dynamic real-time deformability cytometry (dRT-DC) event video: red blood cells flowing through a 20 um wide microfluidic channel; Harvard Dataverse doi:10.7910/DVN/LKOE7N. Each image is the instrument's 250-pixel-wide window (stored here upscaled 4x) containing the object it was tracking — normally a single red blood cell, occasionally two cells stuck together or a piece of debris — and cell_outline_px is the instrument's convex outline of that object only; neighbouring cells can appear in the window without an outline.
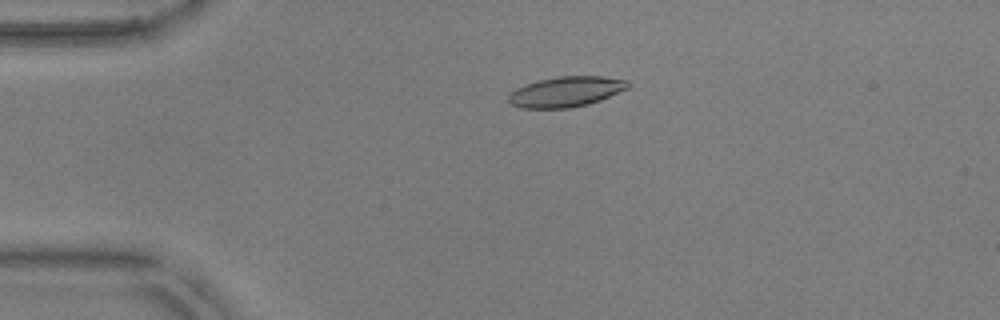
{"species": "common noctule bat (a hibernating species)", "species_latin": "Nyctalus noctula", "temperature_condition": "warm", "stored_images_in_passage": 43, "camera_frame_rate_fps": 3000, "um_per_image_px": 0.085, "animal": {"sex": "male", "body_mass_g": 17.9, "forearm_length_mm": 54.2}, "frame": {"image": 1, "passage_image": 2, "time_ms": 0.333, "image_size_px": [1000, 320], "cell_outline_px": [[628, 88], [600, 100], [588, 104], [568, 108], [520, 108], [512, 104], [508, 100], [508, 96], [516, 88], [540, 80], [560, 76], [604, 76], [628, 80]], "centroid_in_image_um": [48.12, 7.79], "position_along_channel_um": 36.9, "area_um2": 20.87}}
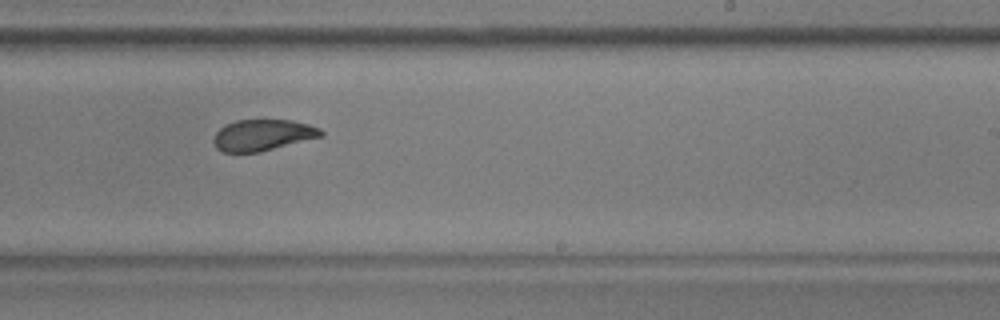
{"frame": {"image": 2, "passage_image": 23, "time_ms": 7.333, "image_size_px": [1000, 320], "cell_outline_px": [[324, 136], [260, 152], [224, 152], [216, 148], [212, 140], [216, 132], [220, 128], [236, 120], [292, 120], [308, 124], [320, 128], [324, 132]], "centroid_in_image_um": [22.35, 11.48], "position_along_channel_um": 266.6, "area_um2": 19.59}}
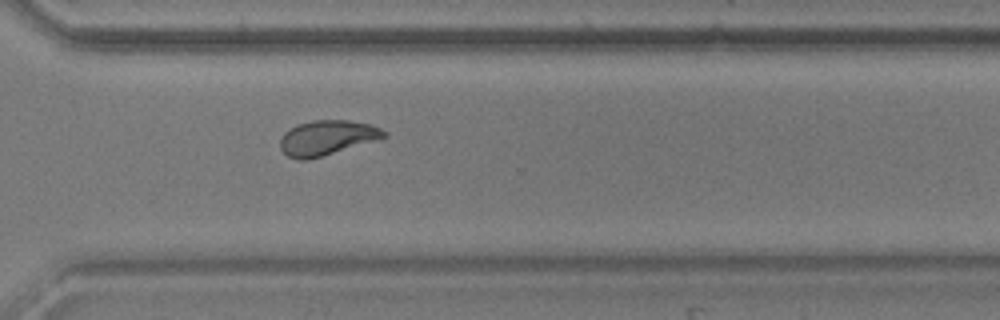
{"frame": {"image": 3, "passage_image": 29, "time_ms": 9.333, "image_size_px": [1000, 320], "cell_outline_px": [[388, 136], [308, 160], [296, 160], [288, 156], [280, 148], [280, 140], [284, 132], [296, 124], [312, 120], [348, 120], [368, 124], [380, 128], [388, 132]], "centroid_in_image_um": [27.75, 11.7], "position_along_channel_um": 342.8, "area_um2": 20.92}, "authors_computed_cell_mechanics": {"area_um2": 21.2704, "velocity_mm_per_s": 3.8014, "shape_relaxation_time_tau1_ms": 4.527, "shape_relaxation_time_tau2_ms": 1.847, "deformation_change_tau1": 0.1465, "deformation_change_tau2": 0.0755}}